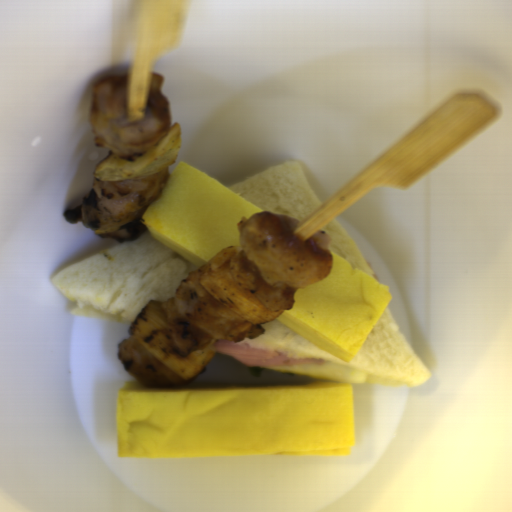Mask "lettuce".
Masks as SVG:
<instances>
[{
    "mask_svg": "<svg viewBox=\"0 0 512 512\" xmlns=\"http://www.w3.org/2000/svg\"><path fill=\"white\" fill-rule=\"evenodd\" d=\"M265 368H261V367H257V366H248V370L250 372V374H252L253 376H256V377H262V373L264 371Z\"/></svg>",
    "mask_w": 512,
    "mask_h": 512,
    "instance_id": "9fb2a089",
    "label": "lettuce"
}]
</instances>
